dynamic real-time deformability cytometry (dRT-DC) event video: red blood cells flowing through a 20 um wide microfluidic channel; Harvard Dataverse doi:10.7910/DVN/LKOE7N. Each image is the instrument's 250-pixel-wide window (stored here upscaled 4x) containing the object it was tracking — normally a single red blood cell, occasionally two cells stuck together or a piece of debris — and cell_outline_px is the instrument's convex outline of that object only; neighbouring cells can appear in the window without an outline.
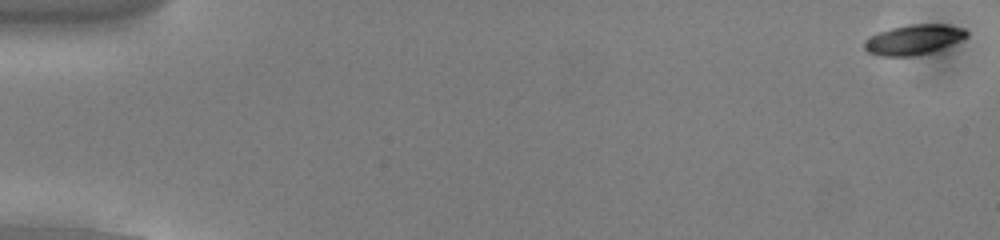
{"species": "common noctule bat (a hibernating species)", "species_latin": "Nyctalus noctula", "temperature_condition": "cold", "stored_images_in_passage": 54, "camera_frame_rate_fps": 3000, "um_per_image_px": 0.085, "animal": {"sex": "male", "body_mass_g": 13.0, "forearm_length_mm": 53.1}, "frame": {"image": 1, "passage_image": 1, "time_ms": 0.0, "image_size_px": [1000, 240], "cell_outline_px": [[968, 36], [960, 40], [940, 48], [928, 52], [912, 56], [880, 56], [868, 52], [864, 48], [864, 40], [880, 32], [892, 28], [912, 24], [944, 24], [964, 28], [968, 32]], "centroid_in_image_um": [77.65, 3.36], "position_along_channel_um": 7.4, "area_um2": 17.51}}
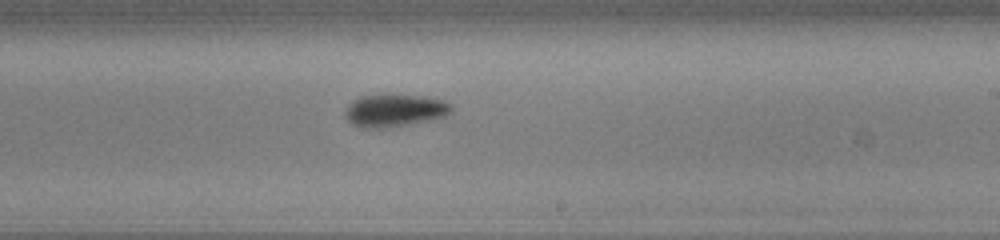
{"frame": {"image": 2, "passage_image": 33, "time_ms": 10.667, "image_size_px": [1000, 240], "cell_outline_px": [[452, 112], [444, 116], [428, 120], [392, 128], [360, 128], [352, 124], [344, 116], [348, 104], [352, 100], [360, 96], [428, 96], [444, 100], [452, 104]], "centroid_in_image_um": [33.54, 9.41], "position_along_channel_um": 255.5, "area_um2": 20.11}}
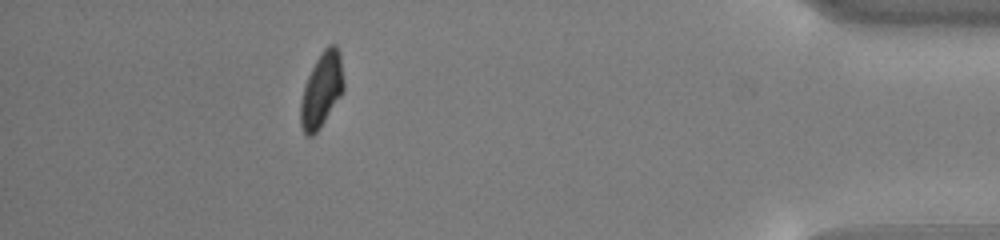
{"frame": {"image": 3, "passage_image": 49, "time_ms": 16.0, "image_size_px": [1000, 240], "cell_outline_px": [[344, 92], [320, 128], [312, 136], [308, 136], [304, 132], [300, 124], [300, 104], [304, 84], [320, 52], [328, 44], [336, 44], [340, 52], [344, 80]], "centroid_in_image_um": [27.35, 7.62], "position_along_channel_um": 407.8, "area_um2": 19.02}, "authors_computed_cell_mechanics": {"area_um2": 18.9584, "velocity_mm_per_s": 3.8092, "shape_relaxation_time_tau1_ms": 3.8919, "shape_relaxation_time_tau2_ms": null, "deformation_change_tau1": 0.1405, "deformation_change_tau2": null}}